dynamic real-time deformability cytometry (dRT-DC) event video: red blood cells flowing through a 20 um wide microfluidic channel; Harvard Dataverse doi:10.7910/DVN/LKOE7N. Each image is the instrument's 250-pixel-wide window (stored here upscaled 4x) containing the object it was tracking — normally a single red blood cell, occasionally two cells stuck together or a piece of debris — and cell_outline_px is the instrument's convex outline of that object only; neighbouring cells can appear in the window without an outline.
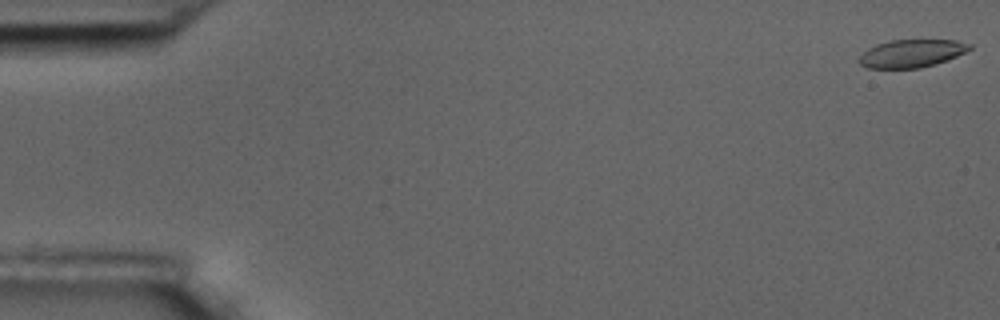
{"species": "common noctule bat (a hibernating species)", "species_latin": "Nyctalus noctula", "temperature_condition": "room temperature", "stored_images_in_passage": 56, "camera_frame_rate_fps": 3000, "um_per_image_px": 0.085, "animal": {"sex": "male", "body_mass_g": 17.5, "forearm_length_mm": 52.3}, "frame": {"image": 1, "passage_image": 1, "time_ms": 0.0, "image_size_px": [1000, 320], "cell_outline_px": [[972, 48], [956, 56], [920, 68], [868, 68], [860, 64], [856, 60], [868, 48], [876, 44], [892, 40], [956, 40], [972, 44]], "centroid_in_image_um": [77.45, 4.53], "position_along_channel_um": 7.6, "area_um2": 17.74}}
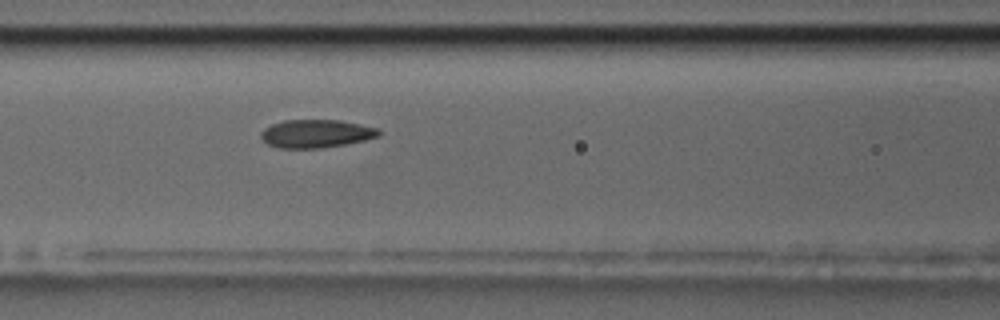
{"frame": {"image": 2, "passage_image": 24, "time_ms": 7.667, "image_size_px": [1000, 320], "cell_outline_px": [[380, 136], [364, 140], [344, 144], [320, 148], [280, 148], [268, 144], [260, 136], [260, 132], [264, 128], [272, 124], [284, 120], [340, 120], [380, 128]], "centroid_in_image_um": [26.88, 11.35], "position_along_channel_um": 139.7, "area_um2": 19.31}}
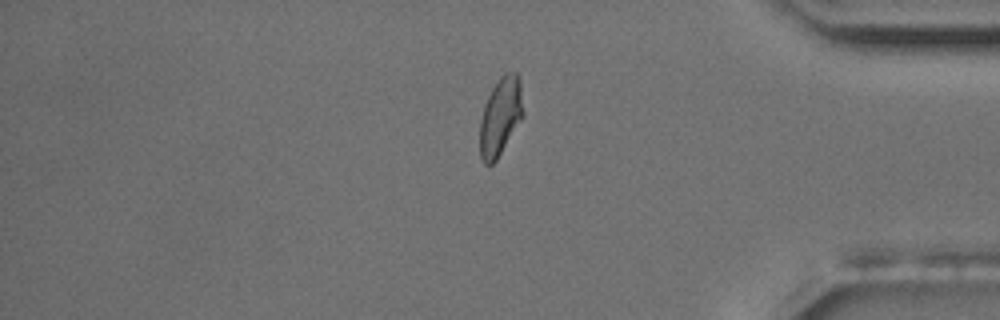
{"frame": {"image": 3, "passage_image": 47, "time_ms": 15.333, "image_size_px": [1000, 320], "cell_outline_px": [[524, 116], [496, 160], [492, 164], [484, 164], [480, 156], [480, 120], [484, 104], [492, 88], [500, 76], [504, 72], [516, 72], [520, 80], [524, 112]], "centroid_in_image_um": [42.55, 9.88], "position_along_channel_um": 392.7, "area_um2": 19.83}, "authors_computed_cell_mechanics": {"area_um2": 19.5075, "velocity_mm_per_s": 3.6274, "shape_relaxation_time_tau1_ms": 8.1039, "shape_relaxation_time_tau2_ms": 1.597, "deformation_change_tau1": 0.1725, "deformation_change_tau2": 0.0728}}